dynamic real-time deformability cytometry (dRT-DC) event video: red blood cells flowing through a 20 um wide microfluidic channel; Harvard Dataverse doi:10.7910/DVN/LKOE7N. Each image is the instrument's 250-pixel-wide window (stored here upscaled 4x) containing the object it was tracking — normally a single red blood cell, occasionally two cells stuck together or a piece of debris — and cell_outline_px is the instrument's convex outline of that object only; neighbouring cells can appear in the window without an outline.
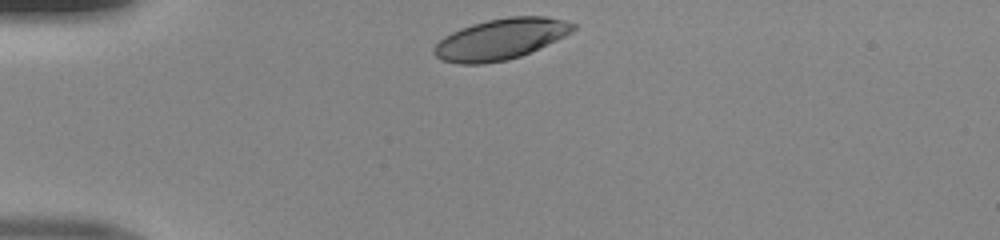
{"species": "human", "species_latin": "Homo sapiens", "temperature_condition": "room temperature", "stored_images_in_passage": 30, "camera_frame_rate_fps": 3000, "um_per_image_px": 0.085, "donor": {"sex": "male"}, "frame": {"image": 1, "passage_image": 1, "time_ms": 0.0, "image_size_px": [1000, 240], "cell_outline_px": [[576, 28], [572, 32], [556, 40], [520, 56], [508, 60], [484, 64], [456, 64], [440, 60], [432, 52], [432, 48], [444, 36], [460, 28], [472, 24], [488, 20], [508, 16], [548, 16], [564, 20], [576, 24]], "centroid_in_image_um": [42.52, 3.33], "position_along_channel_um": 42.5, "area_um2": 33.29}}
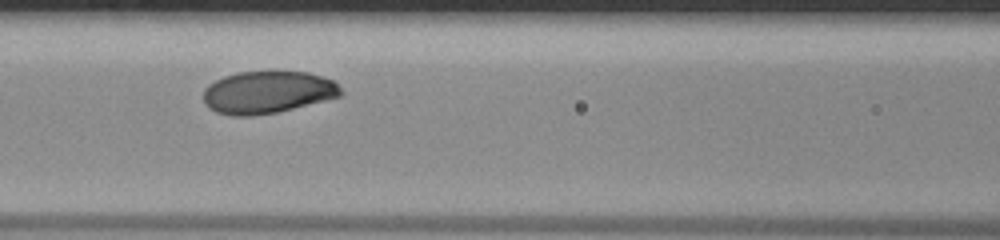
{"frame": {"image": 2, "passage_image": 11, "time_ms": 3.333, "image_size_px": [1000, 240], "cell_outline_px": [[344, 92], [340, 96], [276, 112], [252, 116], [232, 116], [216, 112], [208, 108], [204, 104], [204, 88], [208, 84], [224, 76], [236, 72], [308, 72], [332, 80]], "centroid_in_image_um": [22.69, 7.85], "position_along_channel_um": 143.9, "area_um2": 33.7}}
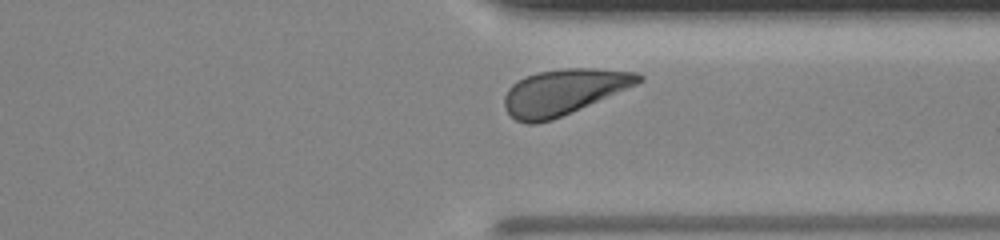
{"frame": {"image": 3, "passage_image": 27, "time_ms": 8.667, "image_size_px": [1000, 240], "cell_outline_px": [[644, 80], [636, 84], [552, 120], [536, 124], [528, 124], [516, 120], [504, 108], [504, 96], [508, 88], [512, 84], [536, 72], [564, 68], [596, 68], [636, 72], [644, 76]], "centroid_in_image_um": [47.88, 7.81], "position_along_channel_um": 363.5, "area_um2": 35.32}}